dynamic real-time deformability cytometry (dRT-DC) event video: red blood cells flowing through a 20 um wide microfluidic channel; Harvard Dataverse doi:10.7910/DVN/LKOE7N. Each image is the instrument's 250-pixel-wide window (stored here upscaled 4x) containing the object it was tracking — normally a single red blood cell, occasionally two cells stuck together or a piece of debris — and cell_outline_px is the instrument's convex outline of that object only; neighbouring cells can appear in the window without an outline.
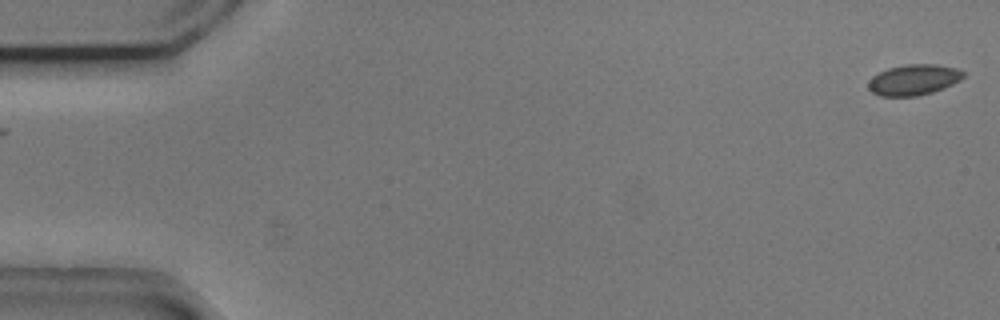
{"species": "common noctule bat (a hibernating species)", "species_latin": "Nyctalus noctula", "temperature_condition": "cold", "stored_images_in_passage": 24, "camera_frame_rate_fps": 3000, "um_per_image_px": 0.085, "animal": {"sex": "male", "body_mass_g": 20.5, "forearm_length_mm": 52.5}, "frame": {"image": 1, "passage_image": 1, "time_ms": 0.0, "image_size_px": [1000, 320], "cell_outline_px": [[964, 76], [960, 80], [944, 88], [932, 92], [916, 96], [880, 96], [872, 92], [868, 88], [868, 80], [872, 76], [888, 68], [904, 64], [936, 64], [956, 68], [964, 72]], "centroid_in_image_um": [77.64, 6.78], "position_along_channel_um": 7.4, "area_um2": 17.05}}
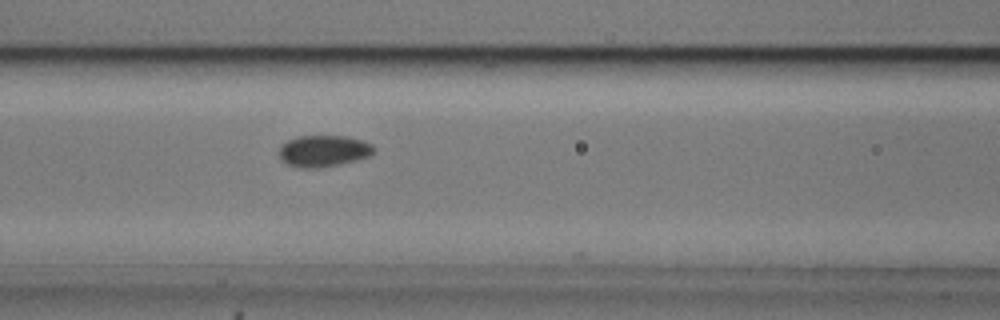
{"frame": {"image": 2, "passage_image": 23, "time_ms": 7.333, "image_size_px": [1000, 320], "cell_outline_px": [[376, 152], [368, 156], [356, 160], [340, 164], [320, 168], [300, 168], [288, 164], [280, 160], [280, 144], [296, 136], [348, 136], [372, 144], [376, 148]], "centroid_in_image_um": [27.5, 12.83], "position_along_channel_um": 139.1, "area_um2": 17.57}}